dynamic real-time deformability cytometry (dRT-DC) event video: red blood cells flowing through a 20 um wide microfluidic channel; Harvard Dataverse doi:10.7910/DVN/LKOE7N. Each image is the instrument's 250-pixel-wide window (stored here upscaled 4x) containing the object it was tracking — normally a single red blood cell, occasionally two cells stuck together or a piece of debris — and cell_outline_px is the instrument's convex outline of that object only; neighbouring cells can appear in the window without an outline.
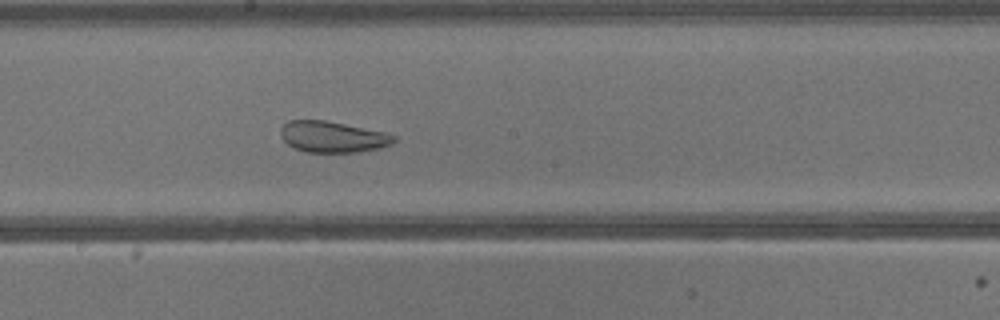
{"species": "common noctule bat (a hibernating species)", "species_latin": "Nyctalus noctula", "temperature_condition": "warm", "stored_images_in_passage": 40, "camera_frame_rate_fps": 3000, "um_per_image_px": 0.085, "animal": {"sex": "male", "body_mass_g": 13.3}, "frame": {"image": 1, "passage_image": 22, "time_ms": 7.0, "image_size_px": [1000, 320], "cell_outline_px": [[396, 140], [392, 144], [380, 148], [360, 152], [308, 152], [296, 148], [288, 144], [280, 136], [280, 128], [288, 120], [324, 120], [384, 132], [396, 136]], "centroid_in_image_um": [28.27, 11.63], "position_along_channel_um": 219.9, "area_um2": 20.46}}
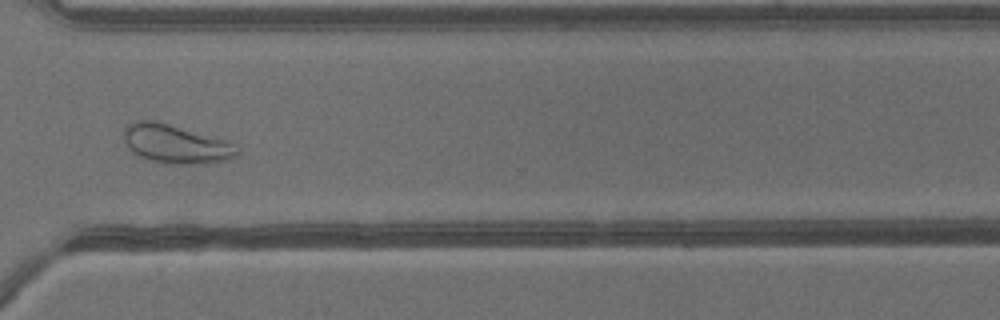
{"frame": {"image": 2, "passage_image": 30, "time_ms": 9.667, "image_size_px": [1000, 320], "cell_outline_px": [[240, 152], [236, 156], [228, 160], [204, 164], [168, 164], [152, 160], [140, 156], [132, 152], [120, 136], [124, 128], [128, 124], [136, 120], [152, 120], [168, 124], [224, 140], [240, 148]], "centroid_in_image_um": [14.9, 12.25], "position_along_channel_um": 355.7, "area_um2": 25.61}}
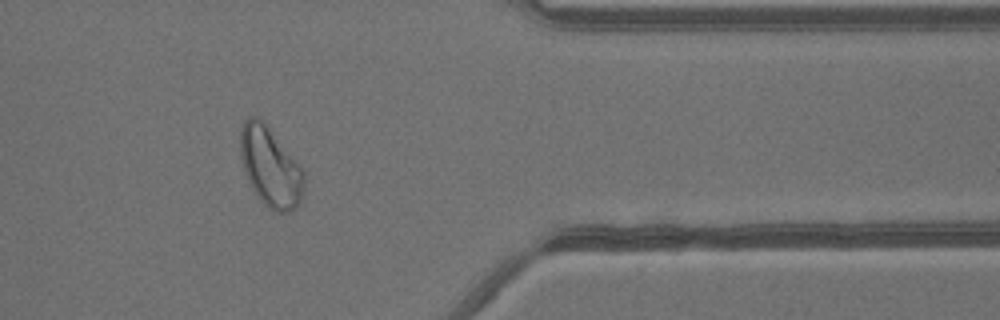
{"frame": {"image": 3, "passage_image": 33, "time_ms": 10.667, "image_size_px": [1000, 320], "cell_outline_px": [[304, 184], [300, 200], [296, 208], [288, 212], [276, 212], [268, 208], [264, 204], [252, 188], [244, 168], [240, 156], [240, 132], [244, 120], [248, 116], [252, 116], [260, 120], [268, 128], [300, 164], [304, 172]], "centroid_in_image_um": [22.98, 14.21], "position_along_channel_um": 388.4, "area_um2": 29.02}}